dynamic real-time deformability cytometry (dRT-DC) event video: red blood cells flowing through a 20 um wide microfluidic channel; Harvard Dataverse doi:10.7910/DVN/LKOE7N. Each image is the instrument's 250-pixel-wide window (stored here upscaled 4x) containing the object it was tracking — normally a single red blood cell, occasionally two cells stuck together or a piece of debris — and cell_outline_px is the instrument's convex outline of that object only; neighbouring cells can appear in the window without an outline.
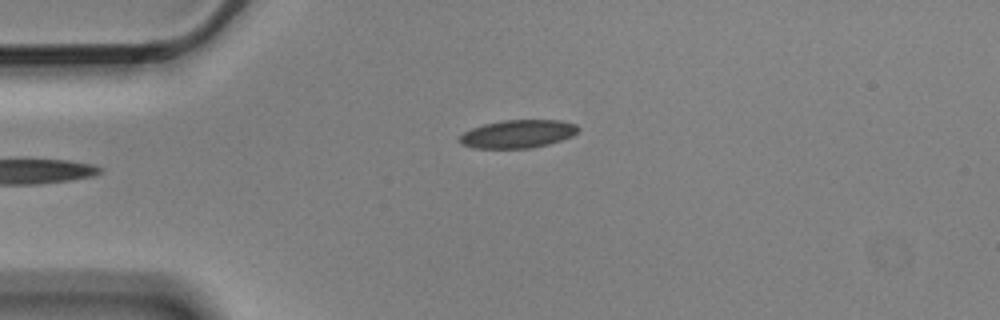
{"species": "Egyptian fruit bat (a non-hibernating species)", "species_latin": "Rousettus aegyptiacus", "temperature_condition": "cold", "stored_images_in_passage": 3, "camera_frame_rate_fps": 3000, "um_per_image_px": 0.085, "animal": {"sex": "male"}, "frame": {"image": 1, "passage_image": 1, "time_ms": 0.0, "image_size_px": [1000, 320], "cell_outline_px": [[580, 128], [572, 136], [548, 144], [532, 148], [472, 148], [460, 144], [460, 136], [464, 132], [472, 128], [484, 124], [504, 120], [560, 120], [576, 124]], "centroid_in_image_um": [44.01, 11.38], "position_along_channel_um": 41.0, "area_um2": 19.36}}
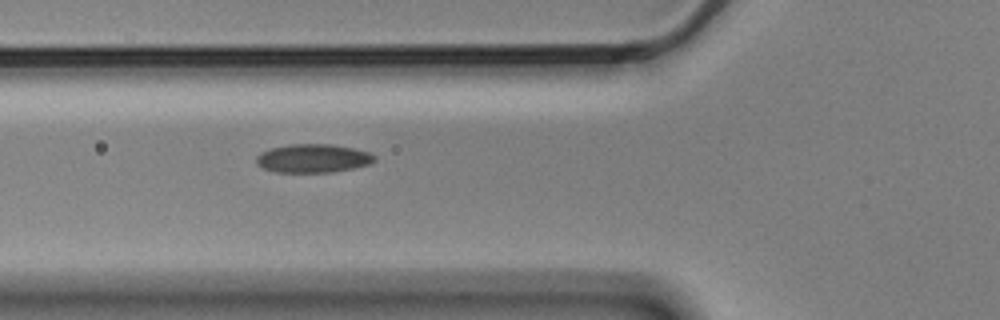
{"frame": {"image": 2, "passage_image": 3, "time_ms": 0.667, "image_size_px": [1000, 320], "cell_outline_px": [[376, 160], [368, 164], [352, 168], [332, 172], [276, 172], [264, 168], [256, 164], [256, 156], [260, 152], [272, 148], [292, 144], [328, 144], [352, 148], [368, 152], [376, 156]], "centroid_in_image_um": [26.58, 13.46], "position_along_channel_um": 99.2, "area_um2": 19.48}}